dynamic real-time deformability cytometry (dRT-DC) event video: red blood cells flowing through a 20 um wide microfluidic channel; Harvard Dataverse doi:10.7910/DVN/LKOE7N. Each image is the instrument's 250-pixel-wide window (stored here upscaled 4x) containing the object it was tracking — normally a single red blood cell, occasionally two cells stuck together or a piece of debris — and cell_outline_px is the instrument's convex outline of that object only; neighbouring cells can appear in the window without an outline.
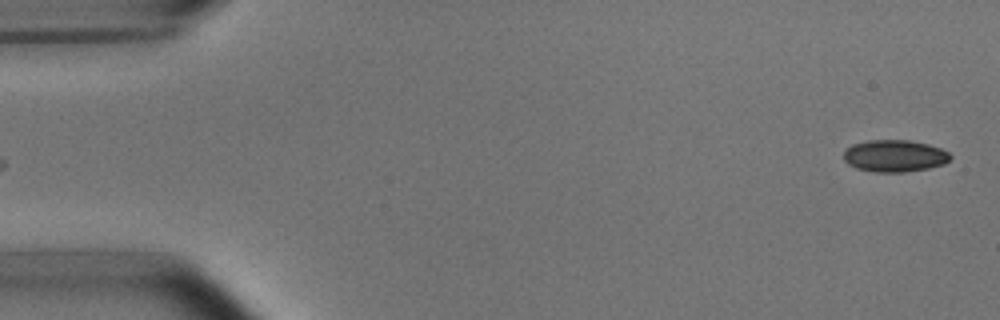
{"species": "common noctule bat (a hibernating species)", "species_latin": "Nyctalus noctula", "temperature_condition": "room temperature", "stored_images_in_passage": 19, "camera_frame_rate_fps": 3000, "um_per_image_px": 0.085, "animal": {"sex": "male", "body_mass_g": 15.6}, "frame": {"image": 1, "passage_image": 1, "time_ms": 0.0, "image_size_px": [1000, 320], "cell_outline_px": [[952, 156], [944, 164], [928, 168], [904, 172], [876, 172], [856, 168], [848, 164], [844, 160], [844, 152], [852, 144], [868, 140], [908, 140], [928, 144], [940, 148], [948, 152]], "centroid_in_image_um": [76.03, 13.25], "position_along_channel_um": 9.0, "area_um2": 19.83}}
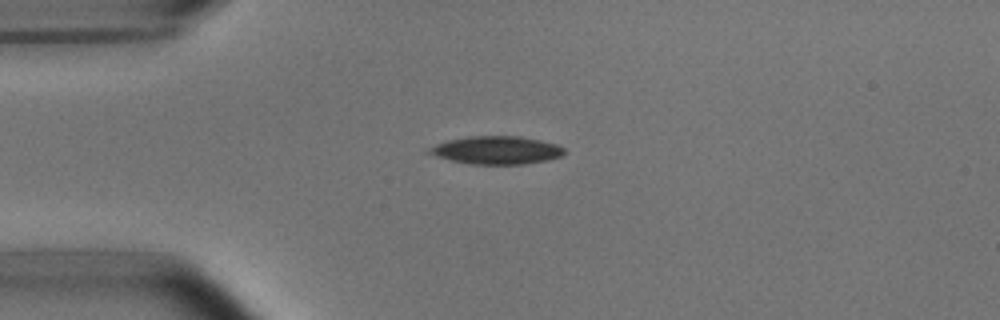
{"frame": {"image": 2, "passage_image": 12, "time_ms": 3.667, "image_size_px": [1000, 320], "cell_outline_px": [[564, 152], [560, 156], [548, 160], [524, 164], [472, 164], [452, 160], [424, 152], [428, 148], [436, 144], [448, 140], [468, 136], [520, 136], [540, 140], [556, 144], [564, 148]], "centroid_in_image_um": [42.19, 12.76], "position_along_channel_um": 42.8, "area_um2": 21.91}}
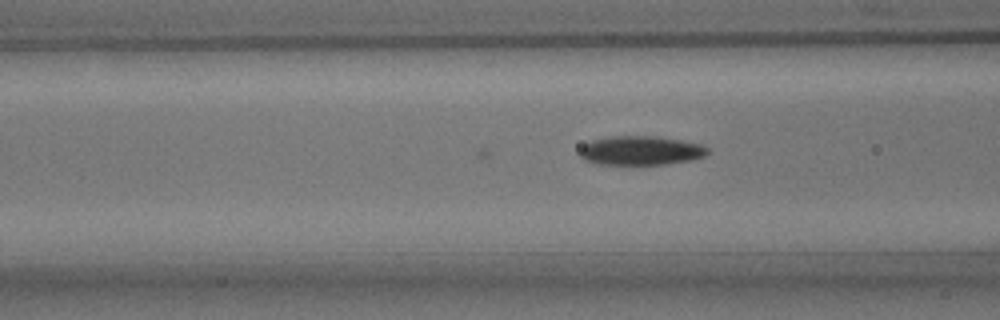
{"frame": {"image": 3, "passage_image": 19, "time_ms": 6.0, "image_size_px": [1000, 320], "cell_outline_px": [[708, 152], [704, 156], [692, 160], [668, 164], [596, 164], [584, 160], [580, 156], [580, 148], [584, 144], [592, 140], [612, 136], [656, 136], [704, 144], [708, 148]], "centroid_in_image_um": [54.47, 12.8], "position_along_channel_um": 112.1, "area_um2": 21.79}}